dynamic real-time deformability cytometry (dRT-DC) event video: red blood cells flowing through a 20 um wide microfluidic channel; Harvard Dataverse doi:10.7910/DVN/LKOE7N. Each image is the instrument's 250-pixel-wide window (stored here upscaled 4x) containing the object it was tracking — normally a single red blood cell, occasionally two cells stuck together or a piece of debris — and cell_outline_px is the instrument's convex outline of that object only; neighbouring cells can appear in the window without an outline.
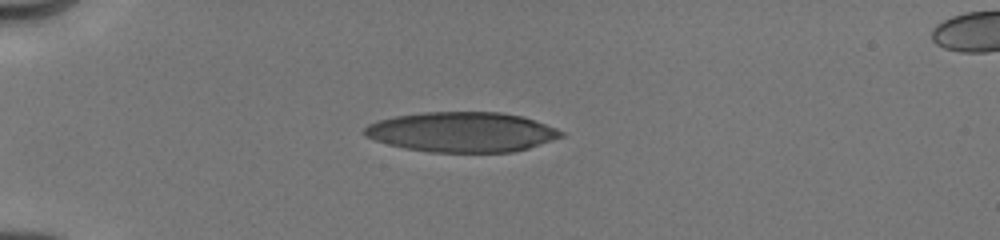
{"species": "human", "species_latin": "Homo sapiens", "temperature_condition": "cold", "stored_images_in_passage": 10, "camera_frame_rate_fps": 3000, "um_per_image_px": 0.085, "donor": {"sex": "male"}, "frame": {"image": 1, "passage_image": 4, "time_ms": 1.333, "image_size_px": [1000, 240], "cell_outline_px": [[564, 136], [528, 148], [512, 152], [432, 152], [404, 148], [388, 144], [364, 136], [364, 128], [368, 124], [380, 120], [396, 116], [424, 112], [500, 112], [524, 116], [556, 128], [564, 132]], "centroid_in_image_um": [39.28, 11.22], "position_along_channel_um": 45.7, "area_um2": 45.72}}
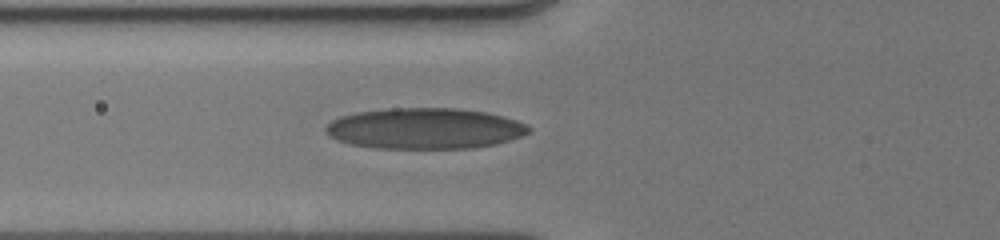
{"frame": {"image": 2, "passage_image": 9, "time_ms": 3.333, "image_size_px": [1000, 240], "cell_outline_px": [[532, 132], [496, 144], [472, 148], [380, 148], [352, 144], [340, 140], [332, 136], [324, 128], [332, 120], [340, 116], [356, 112], [388, 108], [456, 108], [488, 112], [504, 116], [528, 124], [532, 128]], "centroid_in_image_um": [36.17, 10.91], "position_along_channel_um": 89.6, "area_um2": 48.32}}